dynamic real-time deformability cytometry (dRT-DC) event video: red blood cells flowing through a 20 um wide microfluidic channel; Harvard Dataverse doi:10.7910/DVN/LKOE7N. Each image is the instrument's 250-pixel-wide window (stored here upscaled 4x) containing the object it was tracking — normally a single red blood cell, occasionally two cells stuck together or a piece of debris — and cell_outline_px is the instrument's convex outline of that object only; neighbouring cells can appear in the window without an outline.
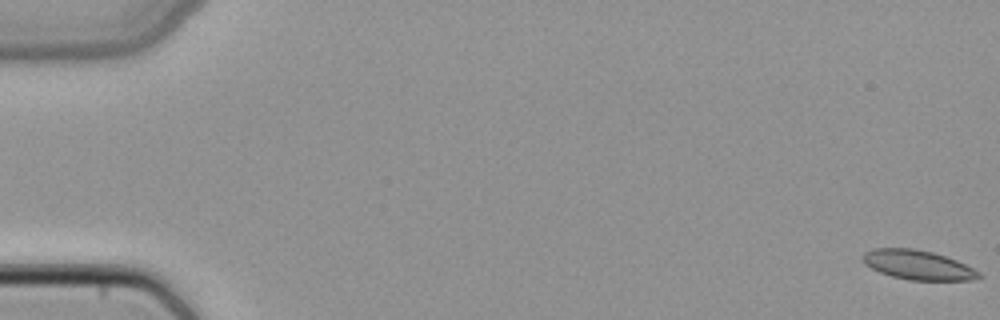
{"species": "common noctule bat (a hibernating species)", "species_latin": "Nyctalus noctula", "temperature_condition": "cold", "stored_images_in_passage": 6, "camera_frame_rate_fps": 3000, "um_per_image_px": 0.085, "animal": {"sex": "female", "body_mass_g": 22.7, "forearm_length_mm": 54.2}, "frame": {"image": 1, "passage_image": 1, "time_ms": 0.0, "image_size_px": [1000, 320], "cell_outline_px": [[984, 276], [972, 280], [908, 280], [892, 276], [880, 272], [864, 264], [860, 260], [860, 256], [864, 252], [876, 248], [912, 248], [932, 252], [956, 260], [980, 272]], "centroid_in_image_um": [77.98, 22.52], "position_along_channel_um": 7.0, "area_um2": 19.94}}
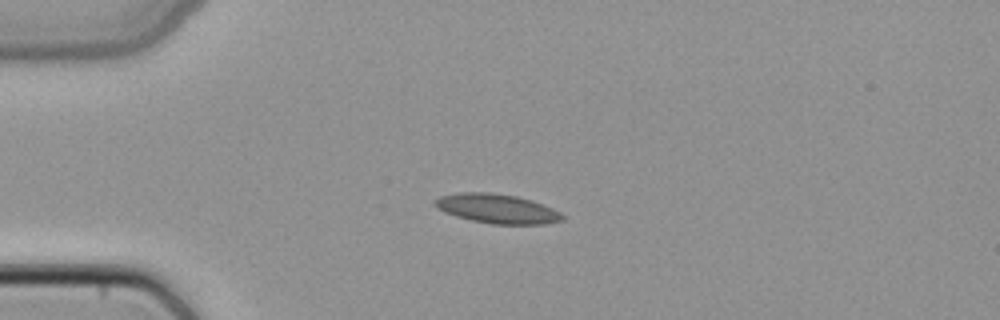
{"frame": {"image": 2, "passage_image": 4, "time_ms": 1.0, "image_size_px": [1000, 320], "cell_outline_px": [[564, 220], [544, 224], [492, 224], [472, 220], [456, 216], [444, 212], [436, 208], [432, 204], [440, 196], [456, 192], [488, 192], [516, 196], [532, 200], [552, 208], [560, 212], [564, 216]], "centroid_in_image_um": [42.23, 17.73], "position_along_channel_um": 42.8, "area_um2": 21.85}}
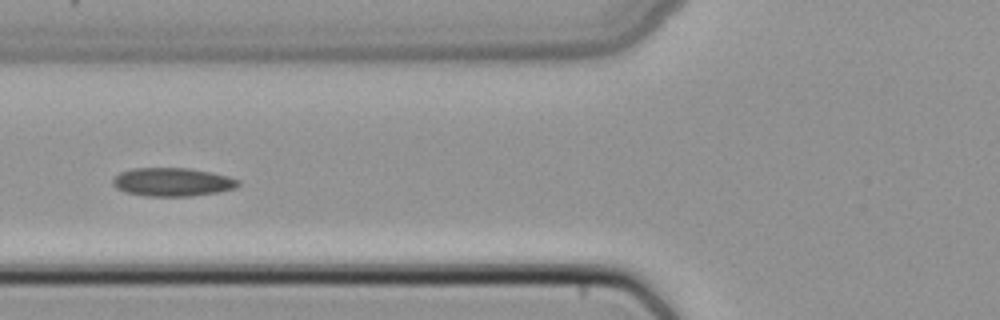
{"frame": {"image": 3, "passage_image": 6, "time_ms": 1.667, "image_size_px": [1000, 320], "cell_outline_px": [[240, 184], [236, 188], [216, 192], [192, 196], [144, 196], [124, 192], [116, 188], [112, 184], [112, 180], [120, 172], [132, 168], [192, 168], [212, 172], [228, 176], [240, 180]], "centroid_in_image_um": [14.65, 15.47], "position_along_channel_um": 111.1, "area_um2": 20.98}}